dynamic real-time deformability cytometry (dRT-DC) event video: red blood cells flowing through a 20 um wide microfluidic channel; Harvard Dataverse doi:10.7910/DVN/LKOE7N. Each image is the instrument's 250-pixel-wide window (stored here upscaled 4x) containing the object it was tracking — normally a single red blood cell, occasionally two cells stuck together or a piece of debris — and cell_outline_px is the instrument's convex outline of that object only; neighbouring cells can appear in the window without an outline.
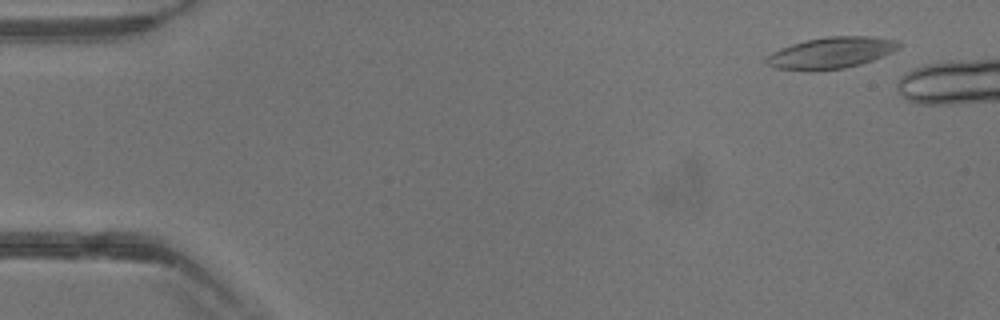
{"species": "common noctule bat (a hibernating species)", "species_latin": "Nyctalus noctula", "temperature_condition": "warm", "stored_images_in_passage": 8, "camera_frame_rate_fps": 3000, "um_per_image_px": 0.085, "animal": {"sex": "male", "body_mass_g": 13.3}, "frame": {"image": 1, "passage_image": 3, "time_ms": 0.667, "image_size_px": [1000, 320], "cell_outline_px": [[900, 48], [892, 52], [872, 60], [844, 68], [776, 68], [768, 64], [764, 60], [768, 56], [792, 44], [808, 40], [828, 36], [864, 36], [896, 40], [900, 44]], "centroid_in_image_um": [70.73, 4.45], "position_along_channel_um": 14.3, "area_um2": 22.89}}